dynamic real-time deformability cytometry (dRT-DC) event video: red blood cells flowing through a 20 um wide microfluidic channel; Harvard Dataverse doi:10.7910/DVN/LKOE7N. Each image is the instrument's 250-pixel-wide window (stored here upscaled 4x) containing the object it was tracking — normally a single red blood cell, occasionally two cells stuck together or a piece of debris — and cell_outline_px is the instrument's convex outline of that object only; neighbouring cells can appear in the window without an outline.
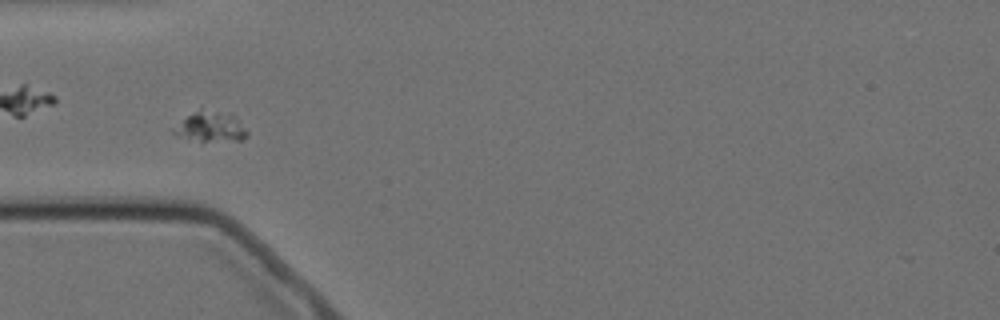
{"species": "Egyptian fruit bat (a non-hibernating species)", "species_latin": "Rousettus aegyptiacus", "temperature_condition": "cold", "stored_images_in_passage": 5, "camera_frame_rate_fps": 3000, "um_per_image_px": 0.085, "animal": {"sex": "female"}, "frame": {"image": 1, "passage_image": 2, "time_ms": 1.333, "image_size_px": [1000, 320], "cell_outline_px": [[248, 136], [240, 140], [200, 144], [176, 136], [168, 128], [200, 108], [232, 112], [236, 116], [248, 132]], "centroid_in_image_um": [17.84, 10.81], "position_along_channel_um": 67.2, "area_um2": 14.16}}
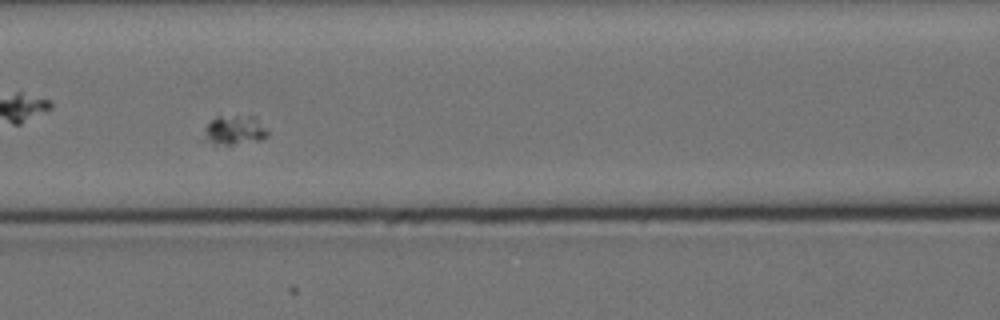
{"frame": {"image": 2, "passage_image": 4, "time_ms": 3.667, "image_size_px": [1000, 320], "cell_outline_px": [[268, 136], [264, 140], [232, 144], [216, 144], [208, 136], [204, 128], [216, 116], [256, 116], [268, 132]], "centroid_in_image_um": [20.05, 11.04], "position_along_channel_um": 146.6, "area_um2": 10.52}}